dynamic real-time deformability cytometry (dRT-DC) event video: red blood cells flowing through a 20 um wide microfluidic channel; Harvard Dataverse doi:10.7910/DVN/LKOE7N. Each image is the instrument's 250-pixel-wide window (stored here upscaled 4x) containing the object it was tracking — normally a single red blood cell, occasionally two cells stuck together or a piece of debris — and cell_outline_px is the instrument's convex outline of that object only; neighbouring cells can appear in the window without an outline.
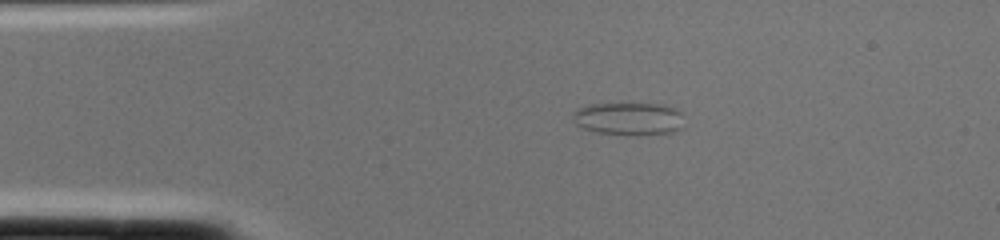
{"species": "common noctule bat (a hibernating species)", "species_latin": "Nyctalus noctula", "temperature_condition": "cold", "stored_images_in_passage": 2, "camera_frame_rate_fps": 3000, "um_per_image_px": 0.085, "animal": {"sex": "female", "body_mass_g": 22.0, "forearm_length_mm": 56.7}, "frame": {"image": 1, "passage_image": 2, "time_ms": 0.333, "image_size_px": [1000, 240], "cell_outline_px": [[680, 128], [676, 132], [600, 132], [584, 128], [576, 124], [572, 120], [572, 112], [576, 108], [588, 104], [664, 104], [676, 108], [680, 112]], "centroid_in_image_um": [53.36, 10.02], "position_along_channel_um": 31.6, "area_um2": 20.23}}